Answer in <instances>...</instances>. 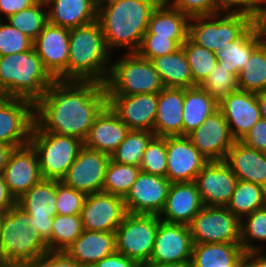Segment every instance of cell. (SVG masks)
<instances>
[{
	"instance_id": "obj_43",
	"label": "cell",
	"mask_w": 266,
	"mask_h": 267,
	"mask_svg": "<svg viewBox=\"0 0 266 267\" xmlns=\"http://www.w3.org/2000/svg\"><path fill=\"white\" fill-rule=\"evenodd\" d=\"M140 169L148 174L166 177V137L154 136L150 140L143 153Z\"/></svg>"
},
{
	"instance_id": "obj_62",
	"label": "cell",
	"mask_w": 266,
	"mask_h": 267,
	"mask_svg": "<svg viewBox=\"0 0 266 267\" xmlns=\"http://www.w3.org/2000/svg\"><path fill=\"white\" fill-rule=\"evenodd\" d=\"M2 213L0 212V226H1Z\"/></svg>"
},
{
	"instance_id": "obj_4",
	"label": "cell",
	"mask_w": 266,
	"mask_h": 267,
	"mask_svg": "<svg viewBox=\"0 0 266 267\" xmlns=\"http://www.w3.org/2000/svg\"><path fill=\"white\" fill-rule=\"evenodd\" d=\"M55 81L34 47L0 57V96L23 98L35 104Z\"/></svg>"
},
{
	"instance_id": "obj_57",
	"label": "cell",
	"mask_w": 266,
	"mask_h": 267,
	"mask_svg": "<svg viewBox=\"0 0 266 267\" xmlns=\"http://www.w3.org/2000/svg\"><path fill=\"white\" fill-rule=\"evenodd\" d=\"M262 33L263 41L266 43V2L263 5L258 18L255 20Z\"/></svg>"
},
{
	"instance_id": "obj_39",
	"label": "cell",
	"mask_w": 266,
	"mask_h": 267,
	"mask_svg": "<svg viewBox=\"0 0 266 267\" xmlns=\"http://www.w3.org/2000/svg\"><path fill=\"white\" fill-rule=\"evenodd\" d=\"M5 21L34 41L48 24L46 3L38 0L31 7L10 15Z\"/></svg>"
},
{
	"instance_id": "obj_6",
	"label": "cell",
	"mask_w": 266,
	"mask_h": 267,
	"mask_svg": "<svg viewBox=\"0 0 266 267\" xmlns=\"http://www.w3.org/2000/svg\"><path fill=\"white\" fill-rule=\"evenodd\" d=\"M112 56L104 87L106 95L159 93L164 85L150 60L136 52ZM116 55V56H115Z\"/></svg>"
},
{
	"instance_id": "obj_23",
	"label": "cell",
	"mask_w": 266,
	"mask_h": 267,
	"mask_svg": "<svg viewBox=\"0 0 266 267\" xmlns=\"http://www.w3.org/2000/svg\"><path fill=\"white\" fill-rule=\"evenodd\" d=\"M70 29L47 24L34 40L33 47L45 69L57 80L66 70L69 58Z\"/></svg>"
},
{
	"instance_id": "obj_44",
	"label": "cell",
	"mask_w": 266,
	"mask_h": 267,
	"mask_svg": "<svg viewBox=\"0 0 266 267\" xmlns=\"http://www.w3.org/2000/svg\"><path fill=\"white\" fill-rule=\"evenodd\" d=\"M218 102L238 90L237 78L223 66L216 64L211 73L199 85Z\"/></svg>"
},
{
	"instance_id": "obj_51",
	"label": "cell",
	"mask_w": 266,
	"mask_h": 267,
	"mask_svg": "<svg viewBox=\"0 0 266 267\" xmlns=\"http://www.w3.org/2000/svg\"><path fill=\"white\" fill-rule=\"evenodd\" d=\"M240 141L248 147L266 152V120H258Z\"/></svg>"
},
{
	"instance_id": "obj_46",
	"label": "cell",
	"mask_w": 266,
	"mask_h": 267,
	"mask_svg": "<svg viewBox=\"0 0 266 267\" xmlns=\"http://www.w3.org/2000/svg\"><path fill=\"white\" fill-rule=\"evenodd\" d=\"M86 196L56 180L57 215H81Z\"/></svg>"
},
{
	"instance_id": "obj_15",
	"label": "cell",
	"mask_w": 266,
	"mask_h": 267,
	"mask_svg": "<svg viewBox=\"0 0 266 267\" xmlns=\"http://www.w3.org/2000/svg\"><path fill=\"white\" fill-rule=\"evenodd\" d=\"M127 210L124 198L106 192L86 196L81 219L84 230L115 232Z\"/></svg>"
},
{
	"instance_id": "obj_26",
	"label": "cell",
	"mask_w": 266,
	"mask_h": 267,
	"mask_svg": "<svg viewBox=\"0 0 266 267\" xmlns=\"http://www.w3.org/2000/svg\"><path fill=\"white\" fill-rule=\"evenodd\" d=\"M128 127L106 106L95 118L84 146L111 155L124 140Z\"/></svg>"
},
{
	"instance_id": "obj_37",
	"label": "cell",
	"mask_w": 266,
	"mask_h": 267,
	"mask_svg": "<svg viewBox=\"0 0 266 267\" xmlns=\"http://www.w3.org/2000/svg\"><path fill=\"white\" fill-rule=\"evenodd\" d=\"M240 245L244 252L266 251V206L241 219Z\"/></svg>"
},
{
	"instance_id": "obj_14",
	"label": "cell",
	"mask_w": 266,
	"mask_h": 267,
	"mask_svg": "<svg viewBox=\"0 0 266 267\" xmlns=\"http://www.w3.org/2000/svg\"><path fill=\"white\" fill-rule=\"evenodd\" d=\"M193 241L188 225L160 221L152 255L147 264L187 263L192 259Z\"/></svg>"
},
{
	"instance_id": "obj_59",
	"label": "cell",
	"mask_w": 266,
	"mask_h": 267,
	"mask_svg": "<svg viewBox=\"0 0 266 267\" xmlns=\"http://www.w3.org/2000/svg\"><path fill=\"white\" fill-rule=\"evenodd\" d=\"M142 267H192L191 262L187 263H168V264H145Z\"/></svg>"
},
{
	"instance_id": "obj_40",
	"label": "cell",
	"mask_w": 266,
	"mask_h": 267,
	"mask_svg": "<svg viewBox=\"0 0 266 267\" xmlns=\"http://www.w3.org/2000/svg\"><path fill=\"white\" fill-rule=\"evenodd\" d=\"M181 47L187 57L193 82L199 86L216 66L217 55L194 43L189 37Z\"/></svg>"
},
{
	"instance_id": "obj_1",
	"label": "cell",
	"mask_w": 266,
	"mask_h": 267,
	"mask_svg": "<svg viewBox=\"0 0 266 267\" xmlns=\"http://www.w3.org/2000/svg\"><path fill=\"white\" fill-rule=\"evenodd\" d=\"M106 106L104 84L56 80L34 104V120L42 131L84 141L95 118Z\"/></svg>"
},
{
	"instance_id": "obj_35",
	"label": "cell",
	"mask_w": 266,
	"mask_h": 267,
	"mask_svg": "<svg viewBox=\"0 0 266 267\" xmlns=\"http://www.w3.org/2000/svg\"><path fill=\"white\" fill-rule=\"evenodd\" d=\"M266 206V188L252 182L238 180L227 209L240 220Z\"/></svg>"
},
{
	"instance_id": "obj_32",
	"label": "cell",
	"mask_w": 266,
	"mask_h": 267,
	"mask_svg": "<svg viewBox=\"0 0 266 267\" xmlns=\"http://www.w3.org/2000/svg\"><path fill=\"white\" fill-rule=\"evenodd\" d=\"M244 251L240 243L193 244L192 267H238Z\"/></svg>"
},
{
	"instance_id": "obj_50",
	"label": "cell",
	"mask_w": 266,
	"mask_h": 267,
	"mask_svg": "<svg viewBox=\"0 0 266 267\" xmlns=\"http://www.w3.org/2000/svg\"><path fill=\"white\" fill-rule=\"evenodd\" d=\"M25 267H83L64 250H49Z\"/></svg>"
},
{
	"instance_id": "obj_47",
	"label": "cell",
	"mask_w": 266,
	"mask_h": 267,
	"mask_svg": "<svg viewBox=\"0 0 266 267\" xmlns=\"http://www.w3.org/2000/svg\"><path fill=\"white\" fill-rule=\"evenodd\" d=\"M179 48L180 46L173 39L154 36L146 31L136 53L146 60H151L153 58L171 54Z\"/></svg>"
},
{
	"instance_id": "obj_18",
	"label": "cell",
	"mask_w": 266,
	"mask_h": 267,
	"mask_svg": "<svg viewBox=\"0 0 266 267\" xmlns=\"http://www.w3.org/2000/svg\"><path fill=\"white\" fill-rule=\"evenodd\" d=\"M167 174L171 182L195 181L198 173L209 162L187 136L166 137Z\"/></svg>"
},
{
	"instance_id": "obj_52",
	"label": "cell",
	"mask_w": 266,
	"mask_h": 267,
	"mask_svg": "<svg viewBox=\"0 0 266 267\" xmlns=\"http://www.w3.org/2000/svg\"><path fill=\"white\" fill-rule=\"evenodd\" d=\"M90 267H142L138 262L133 259L122 255L115 251L109 256H106L99 262L94 263Z\"/></svg>"
},
{
	"instance_id": "obj_2",
	"label": "cell",
	"mask_w": 266,
	"mask_h": 267,
	"mask_svg": "<svg viewBox=\"0 0 266 267\" xmlns=\"http://www.w3.org/2000/svg\"><path fill=\"white\" fill-rule=\"evenodd\" d=\"M157 6L155 0H98L97 21L108 50L136 52Z\"/></svg>"
},
{
	"instance_id": "obj_45",
	"label": "cell",
	"mask_w": 266,
	"mask_h": 267,
	"mask_svg": "<svg viewBox=\"0 0 266 267\" xmlns=\"http://www.w3.org/2000/svg\"><path fill=\"white\" fill-rule=\"evenodd\" d=\"M33 44L28 36L0 20V57L31 50Z\"/></svg>"
},
{
	"instance_id": "obj_10",
	"label": "cell",
	"mask_w": 266,
	"mask_h": 267,
	"mask_svg": "<svg viewBox=\"0 0 266 267\" xmlns=\"http://www.w3.org/2000/svg\"><path fill=\"white\" fill-rule=\"evenodd\" d=\"M240 224L227 207L204 206L188 226L193 244L240 243Z\"/></svg>"
},
{
	"instance_id": "obj_25",
	"label": "cell",
	"mask_w": 266,
	"mask_h": 267,
	"mask_svg": "<svg viewBox=\"0 0 266 267\" xmlns=\"http://www.w3.org/2000/svg\"><path fill=\"white\" fill-rule=\"evenodd\" d=\"M183 104L184 88L164 87L158 93L155 136H183Z\"/></svg>"
},
{
	"instance_id": "obj_49",
	"label": "cell",
	"mask_w": 266,
	"mask_h": 267,
	"mask_svg": "<svg viewBox=\"0 0 266 267\" xmlns=\"http://www.w3.org/2000/svg\"><path fill=\"white\" fill-rule=\"evenodd\" d=\"M266 0H217L220 12H240L258 18Z\"/></svg>"
},
{
	"instance_id": "obj_5",
	"label": "cell",
	"mask_w": 266,
	"mask_h": 267,
	"mask_svg": "<svg viewBox=\"0 0 266 267\" xmlns=\"http://www.w3.org/2000/svg\"><path fill=\"white\" fill-rule=\"evenodd\" d=\"M47 244L28 224V213L17 203L2 213L0 263L4 267H25L48 252Z\"/></svg>"
},
{
	"instance_id": "obj_22",
	"label": "cell",
	"mask_w": 266,
	"mask_h": 267,
	"mask_svg": "<svg viewBox=\"0 0 266 267\" xmlns=\"http://www.w3.org/2000/svg\"><path fill=\"white\" fill-rule=\"evenodd\" d=\"M8 190L17 200L43 178L39 158L31 144L14 148L3 172Z\"/></svg>"
},
{
	"instance_id": "obj_9",
	"label": "cell",
	"mask_w": 266,
	"mask_h": 267,
	"mask_svg": "<svg viewBox=\"0 0 266 267\" xmlns=\"http://www.w3.org/2000/svg\"><path fill=\"white\" fill-rule=\"evenodd\" d=\"M160 221L157 215L127 213L115 231L116 251L141 266L147 264Z\"/></svg>"
},
{
	"instance_id": "obj_56",
	"label": "cell",
	"mask_w": 266,
	"mask_h": 267,
	"mask_svg": "<svg viewBox=\"0 0 266 267\" xmlns=\"http://www.w3.org/2000/svg\"><path fill=\"white\" fill-rule=\"evenodd\" d=\"M14 150L11 145L0 144V174L3 172L5 166L7 165L9 156Z\"/></svg>"
},
{
	"instance_id": "obj_53",
	"label": "cell",
	"mask_w": 266,
	"mask_h": 267,
	"mask_svg": "<svg viewBox=\"0 0 266 267\" xmlns=\"http://www.w3.org/2000/svg\"><path fill=\"white\" fill-rule=\"evenodd\" d=\"M38 0H0V20L34 5Z\"/></svg>"
},
{
	"instance_id": "obj_17",
	"label": "cell",
	"mask_w": 266,
	"mask_h": 267,
	"mask_svg": "<svg viewBox=\"0 0 266 267\" xmlns=\"http://www.w3.org/2000/svg\"><path fill=\"white\" fill-rule=\"evenodd\" d=\"M170 184L166 177L140 171L124 197L127 213L159 216L164 208Z\"/></svg>"
},
{
	"instance_id": "obj_61",
	"label": "cell",
	"mask_w": 266,
	"mask_h": 267,
	"mask_svg": "<svg viewBox=\"0 0 266 267\" xmlns=\"http://www.w3.org/2000/svg\"><path fill=\"white\" fill-rule=\"evenodd\" d=\"M238 267H247V266L244 264V260H243V262H241V263L238 265Z\"/></svg>"
},
{
	"instance_id": "obj_38",
	"label": "cell",
	"mask_w": 266,
	"mask_h": 267,
	"mask_svg": "<svg viewBox=\"0 0 266 267\" xmlns=\"http://www.w3.org/2000/svg\"><path fill=\"white\" fill-rule=\"evenodd\" d=\"M154 136L155 134L149 131L129 130L124 140L111 154V159L117 163L140 167L143 153Z\"/></svg>"
},
{
	"instance_id": "obj_55",
	"label": "cell",
	"mask_w": 266,
	"mask_h": 267,
	"mask_svg": "<svg viewBox=\"0 0 266 267\" xmlns=\"http://www.w3.org/2000/svg\"><path fill=\"white\" fill-rule=\"evenodd\" d=\"M243 260L247 267H266V251L244 252Z\"/></svg>"
},
{
	"instance_id": "obj_33",
	"label": "cell",
	"mask_w": 266,
	"mask_h": 267,
	"mask_svg": "<svg viewBox=\"0 0 266 267\" xmlns=\"http://www.w3.org/2000/svg\"><path fill=\"white\" fill-rule=\"evenodd\" d=\"M218 110V101L200 86L184 88L183 136L197 129Z\"/></svg>"
},
{
	"instance_id": "obj_11",
	"label": "cell",
	"mask_w": 266,
	"mask_h": 267,
	"mask_svg": "<svg viewBox=\"0 0 266 267\" xmlns=\"http://www.w3.org/2000/svg\"><path fill=\"white\" fill-rule=\"evenodd\" d=\"M28 213V224L51 250L52 222L57 215L56 180L42 179L17 199Z\"/></svg>"
},
{
	"instance_id": "obj_48",
	"label": "cell",
	"mask_w": 266,
	"mask_h": 267,
	"mask_svg": "<svg viewBox=\"0 0 266 267\" xmlns=\"http://www.w3.org/2000/svg\"><path fill=\"white\" fill-rule=\"evenodd\" d=\"M189 17L219 13L217 0H176L172 5Z\"/></svg>"
},
{
	"instance_id": "obj_24",
	"label": "cell",
	"mask_w": 266,
	"mask_h": 267,
	"mask_svg": "<svg viewBox=\"0 0 266 267\" xmlns=\"http://www.w3.org/2000/svg\"><path fill=\"white\" fill-rule=\"evenodd\" d=\"M203 207L195 181L174 182L169 186L159 218L167 223L189 225Z\"/></svg>"
},
{
	"instance_id": "obj_20",
	"label": "cell",
	"mask_w": 266,
	"mask_h": 267,
	"mask_svg": "<svg viewBox=\"0 0 266 267\" xmlns=\"http://www.w3.org/2000/svg\"><path fill=\"white\" fill-rule=\"evenodd\" d=\"M187 137L209 161L225 160L235 141L230 134L228 123L219 109Z\"/></svg>"
},
{
	"instance_id": "obj_21",
	"label": "cell",
	"mask_w": 266,
	"mask_h": 267,
	"mask_svg": "<svg viewBox=\"0 0 266 267\" xmlns=\"http://www.w3.org/2000/svg\"><path fill=\"white\" fill-rule=\"evenodd\" d=\"M218 109L225 117L235 141H240L261 119L257 94L237 90L218 102Z\"/></svg>"
},
{
	"instance_id": "obj_16",
	"label": "cell",
	"mask_w": 266,
	"mask_h": 267,
	"mask_svg": "<svg viewBox=\"0 0 266 267\" xmlns=\"http://www.w3.org/2000/svg\"><path fill=\"white\" fill-rule=\"evenodd\" d=\"M158 93L107 95V106L129 130L154 133Z\"/></svg>"
},
{
	"instance_id": "obj_34",
	"label": "cell",
	"mask_w": 266,
	"mask_h": 267,
	"mask_svg": "<svg viewBox=\"0 0 266 267\" xmlns=\"http://www.w3.org/2000/svg\"><path fill=\"white\" fill-rule=\"evenodd\" d=\"M164 87L190 88L197 86L192 79L187 57L180 47L171 54L150 60Z\"/></svg>"
},
{
	"instance_id": "obj_27",
	"label": "cell",
	"mask_w": 266,
	"mask_h": 267,
	"mask_svg": "<svg viewBox=\"0 0 266 267\" xmlns=\"http://www.w3.org/2000/svg\"><path fill=\"white\" fill-rule=\"evenodd\" d=\"M238 180L252 182L266 188V152L234 141L224 160Z\"/></svg>"
},
{
	"instance_id": "obj_42",
	"label": "cell",
	"mask_w": 266,
	"mask_h": 267,
	"mask_svg": "<svg viewBox=\"0 0 266 267\" xmlns=\"http://www.w3.org/2000/svg\"><path fill=\"white\" fill-rule=\"evenodd\" d=\"M81 215H56L52 222L51 250H66L83 232Z\"/></svg>"
},
{
	"instance_id": "obj_7",
	"label": "cell",
	"mask_w": 266,
	"mask_h": 267,
	"mask_svg": "<svg viewBox=\"0 0 266 267\" xmlns=\"http://www.w3.org/2000/svg\"><path fill=\"white\" fill-rule=\"evenodd\" d=\"M255 19L240 12H219L212 15L190 17L188 37L210 51L221 52L237 40Z\"/></svg>"
},
{
	"instance_id": "obj_54",
	"label": "cell",
	"mask_w": 266,
	"mask_h": 267,
	"mask_svg": "<svg viewBox=\"0 0 266 267\" xmlns=\"http://www.w3.org/2000/svg\"><path fill=\"white\" fill-rule=\"evenodd\" d=\"M17 203L15 197L8 190L3 174H0V212L5 213Z\"/></svg>"
},
{
	"instance_id": "obj_41",
	"label": "cell",
	"mask_w": 266,
	"mask_h": 267,
	"mask_svg": "<svg viewBox=\"0 0 266 267\" xmlns=\"http://www.w3.org/2000/svg\"><path fill=\"white\" fill-rule=\"evenodd\" d=\"M141 169L134 165L121 164L110 160L102 192L125 197L137 179Z\"/></svg>"
},
{
	"instance_id": "obj_8",
	"label": "cell",
	"mask_w": 266,
	"mask_h": 267,
	"mask_svg": "<svg viewBox=\"0 0 266 267\" xmlns=\"http://www.w3.org/2000/svg\"><path fill=\"white\" fill-rule=\"evenodd\" d=\"M30 144L37 152L42 178L58 181L65 176L84 146L77 137L45 132L35 123Z\"/></svg>"
},
{
	"instance_id": "obj_31",
	"label": "cell",
	"mask_w": 266,
	"mask_h": 267,
	"mask_svg": "<svg viewBox=\"0 0 266 267\" xmlns=\"http://www.w3.org/2000/svg\"><path fill=\"white\" fill-rule=\"evenodd\" d=\"M263 42L262 33L256 21L235 41L224 50L218 52L217 64L228 69L236 78L245 67L252 52Z\"/></svg>"
},
{
	"instance_id": "obj_30",
	"label": "cell",
	"mask_w": 266,
	"mask_h": 267,
	"mask_svg": "<svg viewBox=\"0 0 266 267\" xmlns=\"http://www.w3.org/2000/svg\"><path fill=\"white\" fill-rule=\"evenodd\" d=\"M190 17L170 5H158L151 13L147 31L173 39L180 47L187 40Z\"/></svg>"
},
{
	"instance_id": "obj_13",
	"label": "cell",
	"mask_w": 266,
	"mask_h": 267,
	"mask_svg": "<svg viewBox=\"0 0 266 267\" xmlns=\"http://www.w3.org/2000/svg\"><path fill=\"white\" fill-rule=\"evenodd\" d=\"M111 155L83 146L61 182L85 195L102 192Z\"/></svg>"
},
{
	"instance_id": "obj_29",
	"label": "cell",
	"mask_w": 266,
	"mask_h": 267,
	"mask_svg": "<svg viewBox=\"0 0 266 267\" xmlns=\"http://www.w3.org/2000/svg\"><path fill=\"white\" fill-rule=\"evenodd\" d=\"M65 251L83 267H90L116 251L115 232L83 230Z\"/></svg>"
},
{
	"instance_id": "obj_58",
	"label": "cell",
	"mask_w": 266,
	"mask_h": 267,
	"mask_svg": "<svg viewBox=\"0 0 266 267\" xmlns=\"http://www.w3.org/2000/svg\"><path fill=\"white\" fill-rule=\"evenodd\" d=\"M257 102L261 113V119L266 120V91L257 93Z\"/></svg>"
},
{
	"instance_id": "obj_19",
	"label": "cell",
	"mask_w": 266,
	"mask_h": 267,
	"mask_svg": "<svg viewBox=\"0 0 266 267\" xmlns=\"http://www.w3.org/2000/svg\"><path fill=\"white\" fill-rule=\"evenodd\" d=\"M237 181L224 160L209 161L195 179L204 206L220 207L230 202Z\"/></svg>"
},
{
	"instance_id": "obj_36",
	"label": "cell",
	"mask_w": 266,
	"mask_h": 267,
	"mask_svg": "<svg viewBox=\"0 0 266 267\" xmlns=\"http://www.w3.org/2000/svg\"><path fill=\"white\" fill-rule=\"evenodd\" d=\"M238 90L251 93L266 91V43L263 41L251 54L237 78Z\"/></svg>"
},
{
	"instance_id": "obj_28",
	"label": "cell",
	"mask_w": 266,
	"mask_h": 267,
	"mask_svg": "<svg viewBox=\"0 0 266 267\" xmlns=\"http://www.w3.org/2000/svg\"><path fill=\"white\" fill-rule=\"evenodd\" d=\"M48 23L68 29L97 20L98 0H44Z\"/></svg>"
},
{
	"instance_id": "obj_12",
	"label": "cell",
	"mask_w": 266,
	"mask_h": 267,
	"mask_svg": "<svg viewBox=\"0 0 266 267\" xmlns=\"http://www.w3.org/2000/svg\"><path fill=\"white\" fill-rule=\"evenodd\" d=\"M34 123L33 102L0 96V144L14 148L30 144Z\"/></svg>"
},
{
	"instance_id": "obj_3",
	"label": "cell",
	"mask_w": 266,
	"mask_h": 267,
	"mask_svg": "<svg viewBox=\"0 0 266 267\" xmlns=\"http://www.w3.org/2000/svg\"><path fill=\"white\" fill-rule=\"evenodd\" d=\"M67 70L58 81L107 80L113 54L108 50L98 21L70 29Z\"/></svg>"
},
{
	"instance_id": "obj_60",
	"label": "cell",
	"mask_w": 266,
	"mask_h": 267,
	"mask_svg": "<svg viewBox=\"0 0 266 267\" xmlns=\"http://www.w3.org/2000/svg\"><path fill=\"white\" fill-rule=\"evenodd\" d=\"M155 2L157 3V5H170L172 6L176 0H155Z\"/></svg>"
}]
</instances>
